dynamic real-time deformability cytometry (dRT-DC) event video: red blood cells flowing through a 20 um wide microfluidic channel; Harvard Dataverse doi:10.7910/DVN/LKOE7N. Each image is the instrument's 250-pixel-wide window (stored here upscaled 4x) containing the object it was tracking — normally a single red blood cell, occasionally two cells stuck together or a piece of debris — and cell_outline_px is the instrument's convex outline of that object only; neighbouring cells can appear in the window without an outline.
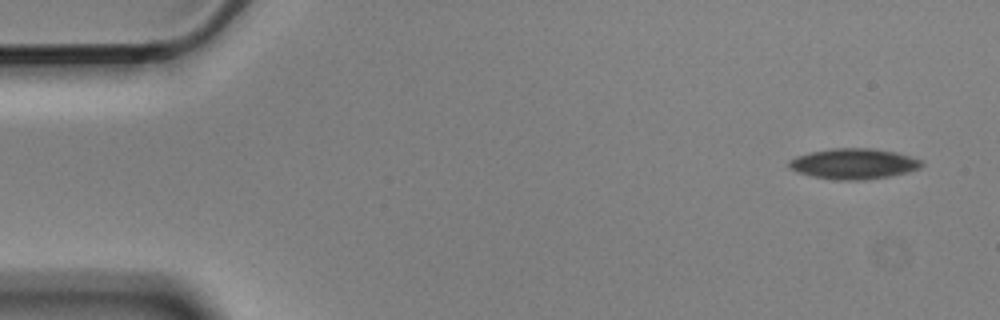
{"species": "Egyptian fruit bat (a non-hibernating species)", "species_latin": "Rousettus aegyptiacus", "temperature_condition": "cold", "stored_images_in_passage": 3, "camera_frame_rate_fps": 3000, "um_per_image_px": 0.085, "animal": {"sex": "male"}, "frame": {"image": 1, "passage_image": 1, "time_ms": 0.0, "image_size_px": [1000, 320], "cell_outline_px": [[924, 164], [920, 168], [908, 172], [888, 176], [864, 180], [836, 180], [812, 176], [796, 172], [788, 168], [788, 160], [796, 156], [808, 152], [832, 148], [872, 148], [896, 152], [920, 160]], "centroid_in_image_um": [72.51, 13.92], "position_along_channel_um": 12.5, "area_um2": 23.76}}